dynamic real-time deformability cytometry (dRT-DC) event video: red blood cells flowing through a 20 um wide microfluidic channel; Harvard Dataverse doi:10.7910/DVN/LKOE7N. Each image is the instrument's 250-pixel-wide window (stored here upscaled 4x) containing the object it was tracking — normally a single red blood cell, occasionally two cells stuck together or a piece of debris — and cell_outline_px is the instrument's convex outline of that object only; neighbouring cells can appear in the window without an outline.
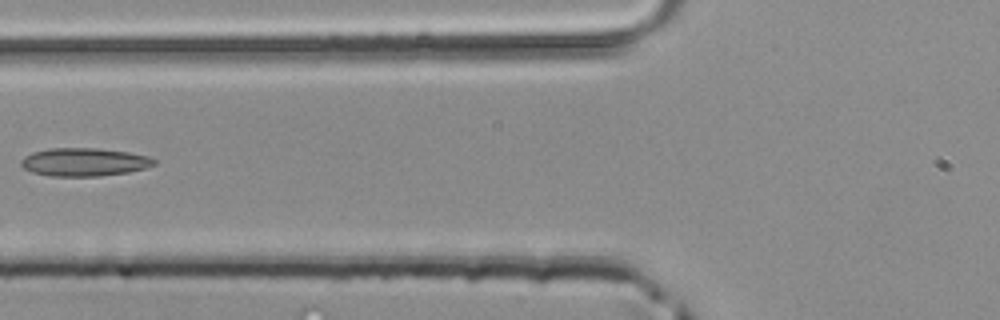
{"species": "common noctule bat (a hibernating species)", "species_latin": "Nyctalus noctula", "temperature_condition": "room temperature", "stored_images_in_passage": 5, "camera_frame_rate_fps": 3000, "um_per_image_px": 0.085, "animal": {"sex": "male", "body_mass_g": 20.4}, "frame": {"image": 1, "passage_image": 5, "time_ms": 1.333, "image_size_px": [1000, 320], "cell_outline_px": [[156, 164], [144, 168], [128, 172], [100, 176], [52, 176], [32, 172], [24, 168], [20, 164], [20, 160], [24, 156], [32, 152], [48, 148], [96, 148], [128, 152], [148, 156], [156, 160]], "centroid_in_image_um": [7.13, 13.77], "position_along_channel_um": 118.7, "area_um2": 21.85}}